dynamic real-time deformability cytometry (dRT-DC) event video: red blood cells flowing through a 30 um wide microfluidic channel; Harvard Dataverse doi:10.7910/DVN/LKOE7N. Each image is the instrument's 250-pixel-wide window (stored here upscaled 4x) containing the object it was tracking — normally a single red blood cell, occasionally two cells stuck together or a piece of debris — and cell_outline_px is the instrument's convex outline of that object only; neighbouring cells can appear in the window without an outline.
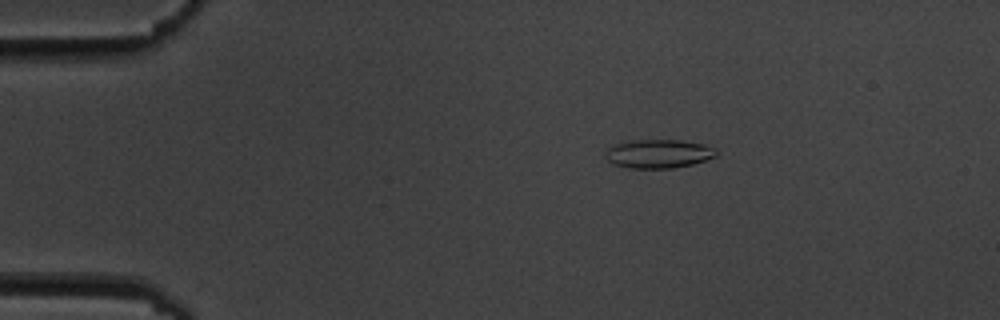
{"species": "common noctule bat (a hibernating species)", "species_latin": "Nyctalus noctula", "temperature_condition": "cold", "stored_images_in_passage": 5, "camera_frame_rate_fps": 3000, "um_per_image_px": 0.085, "animal": {"sex": "male", "body_mass_g": 19.5, "forearm_length_mm": 54.6}, "frame": {"image": 1, "passage_image": 3, "time_ms": 2.333, "image_size_px": [1000, 320], "cell_outline_px": [[720, 152], [716, 156], [692, 164], [672, 168], [628, 168], [612, 164], [604, 156], [604, 152], [608, 148], [616, 144], [632, 140], [680, 140], [704, 144], [716, 148]], "centroid_in_image_um": [55.97, 13.07], "position_along_channel_um": 29.0, "area_um2": 18.67}}